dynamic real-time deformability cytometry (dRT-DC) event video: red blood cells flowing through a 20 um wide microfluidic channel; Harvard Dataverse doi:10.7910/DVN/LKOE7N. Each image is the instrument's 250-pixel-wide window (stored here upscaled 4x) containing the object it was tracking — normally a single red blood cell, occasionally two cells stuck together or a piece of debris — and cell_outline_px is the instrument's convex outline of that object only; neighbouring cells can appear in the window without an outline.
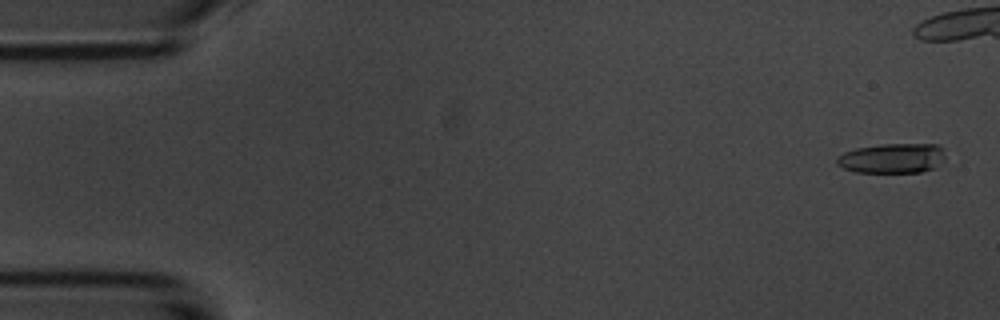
{"species": "common noctule bat (a hibernating species)", "species_latin": "Nyctalus noctula", "temperature_condition": "room temperature", "stored_images_in_passage": 6, "camera_frame_rate_fps": 3000, "um_per_image_px": 0.085, "animal": {"sex": "male", "body_mass_g": 20.1, "forearm_length_mm": 53.5}, "frame": {"image": 1, "passage_image": 1, "time_ms": 0.0, "image_size_px": [1000, 320], "cell_outline_px": [[944, 160], [932, 168], [920, 172], [856, 172], [844, 168], [836, 164], [836, 156], [844, 152], [856, 148], [880, 144], [940, 144], [944, 148]], "centroid_in_image_um": [75.83, 13.43], "position_along_channel_um": 9.2, "area_um2": 18.96}}
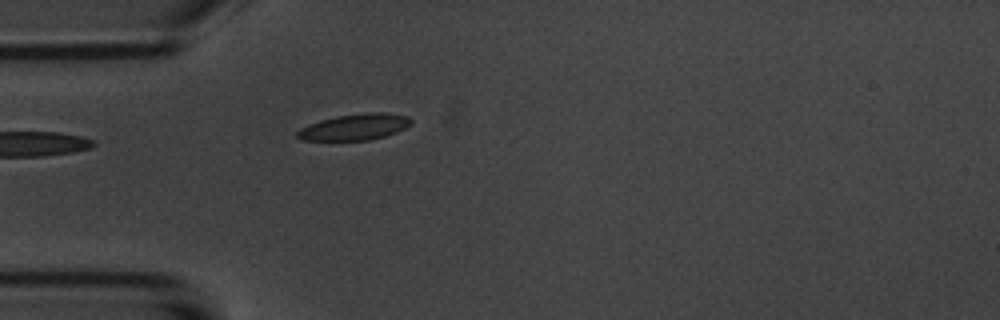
{"frame": {"image": 2, "passage_image": 6, "time_ms": 6.667, "image_size_px": [1000, 320], "cell_outline_px": [[412, 124], [396, 132], [384, 136], [368, 140], [304, 140], [296, 136], [296, 132], [300, 128], [308, 124], [320, 120], [336, 116], [364, 112], [384, 112], [408, 116], [412, 120]], "centroid_in_image_um": [30.15, 10.78], "position_along_channel_um": 54.8, "area_um2": 17.4}}